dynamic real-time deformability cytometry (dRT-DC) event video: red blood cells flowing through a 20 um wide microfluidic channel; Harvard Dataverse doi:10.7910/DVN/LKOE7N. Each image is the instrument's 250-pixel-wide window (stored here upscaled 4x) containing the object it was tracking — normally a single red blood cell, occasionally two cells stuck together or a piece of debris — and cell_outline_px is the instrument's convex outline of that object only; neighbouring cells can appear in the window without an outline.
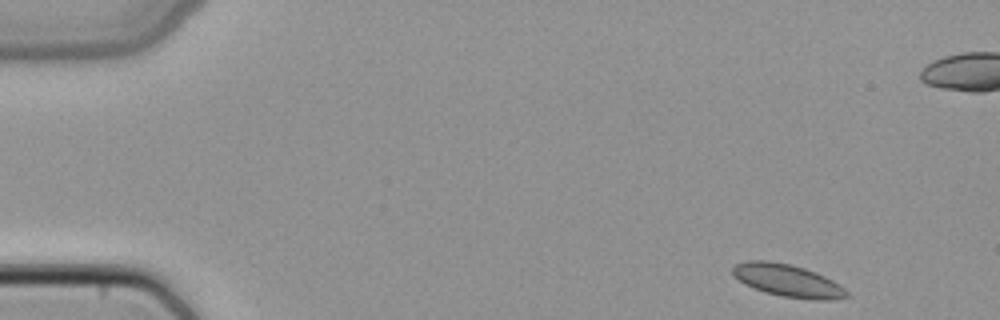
{"species": "common noctule bat (a hibernating species)", "species_latin": "Nyctalus noctula", "temperature_condition": "cold", "stored_images_in_passage": 4, "camera_frame_rate_fps": 3000, "um_per_image_px": 0.085, "animal": {"sex": "female", "body_mass_g": 22.7, "forearm_length_mm": 54.2}, "frame": {"image": 1, "passage_image": 1, "time_ms": 0.0, "image_size_px": [1000, 320], "cell_outline_px": [[848, 296], [828, 300], [816, 300], [780, 296], [764, 292], [744, 284], [732, 276], [732, 268], [736, 264], [748, 260], [768, 260], [788, 264], [804, 268], [816, 272], [840, 284], [848, 292]], "centroid_in_image_um": [66.92, 23.84], "position_along_channel_um": 18.1, "area_um2": 21.62}}